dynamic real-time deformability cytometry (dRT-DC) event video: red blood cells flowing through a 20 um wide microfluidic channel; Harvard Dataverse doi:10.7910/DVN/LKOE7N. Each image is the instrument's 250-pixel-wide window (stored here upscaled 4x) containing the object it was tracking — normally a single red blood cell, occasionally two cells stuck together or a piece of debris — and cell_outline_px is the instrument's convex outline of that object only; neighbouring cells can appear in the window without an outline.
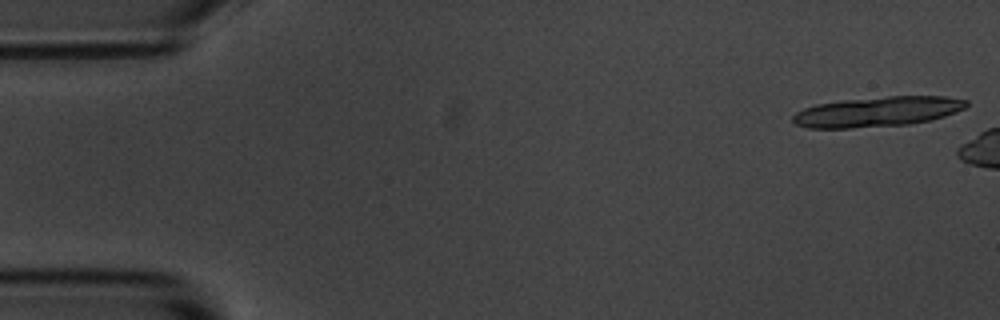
{"species": "common noctule bat (a hibernating species)", "species_latin": "Nyctalus noctula", "temperature_condition": "room temperature", "stored_images_in_passage": 6, "camera_frame_rate_fps": 3000, "um_per_image_px": 0.085, "animal": {"sex": "male", "body_mass_g": 20.1, "forearm_length_mm": 53.5}, "frame": {"image": 1, "passage_image": 1, "time_ms": 0.0, "image_size_px": [1000, 320], "cell_outline_px": [[968, 104], [964, 108], [956, 112], [932, 120], [908, 124], [852, 128], [808, 128], [796, 124], [792, 120], [792, 116], [796, 112], [804, 108], [816, 104], [840, 100], [888, 96], [944, 96], [968, 100]], "centroid_in_image_um": [74.57, 9.49], "position_along_channel_um": 10.4, "area_um2": 30.46}}